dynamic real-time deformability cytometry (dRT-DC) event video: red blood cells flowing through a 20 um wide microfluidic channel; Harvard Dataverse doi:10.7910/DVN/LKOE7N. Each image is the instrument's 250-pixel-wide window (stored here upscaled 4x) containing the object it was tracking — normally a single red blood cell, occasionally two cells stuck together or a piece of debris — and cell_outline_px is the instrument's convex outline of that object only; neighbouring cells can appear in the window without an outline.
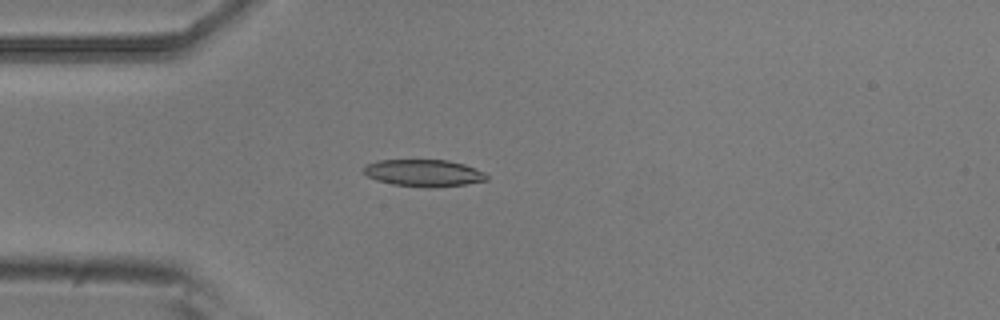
{"species": "common noctule bat (a hibernating species)", "species_latin": "Nyctalus noctula", "temperature_condition": "room temperature", "stored_images_in_passage": 4, "camera_frame_rate_fps": 3000, "um_per_image_px": 0.085, "animal": {"sex": "male", "body_mass_g": 20.5, "forearm_length_mm": 52.5}, "frame": {"image": 1, "passage_image": 3, "time_ms": 0.667, "image_size_px": [1000, 320], "cell_outline_px": [[488, 180], [464, 184], [432, 188], [428, 188], [392, 184], [376, 180], [368, 176], [364, 172], [364, 168], [368, 164], [376, 160], [448, 160], [464, 164], [484, 172], [488, 176]], "centroid_in_image_um": [36.03, 14.71], "position_along_channel_um": 49.0, "area_um2": 19.31}}